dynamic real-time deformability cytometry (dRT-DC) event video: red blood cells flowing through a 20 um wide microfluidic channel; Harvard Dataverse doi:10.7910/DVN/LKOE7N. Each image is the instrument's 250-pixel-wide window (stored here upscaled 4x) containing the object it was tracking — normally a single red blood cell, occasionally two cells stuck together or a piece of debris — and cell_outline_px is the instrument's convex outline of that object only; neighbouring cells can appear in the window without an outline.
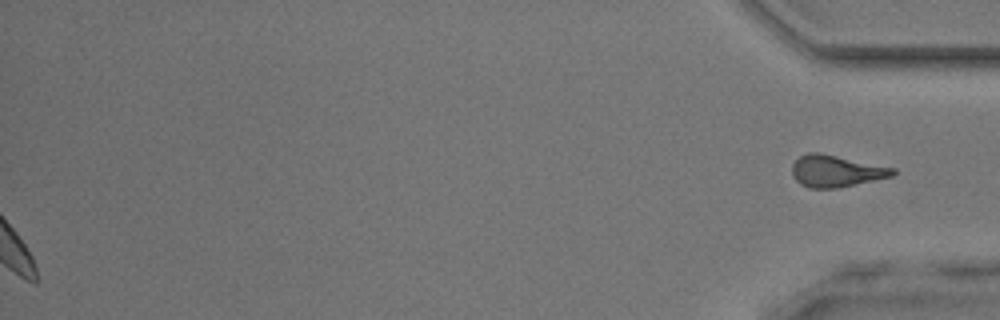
{"species": "common noctule bat (a hibernating species)", "species_latin": "Nyctalus noctula", "temperature_condition": "room temperature", "stored_images_in_passage": 34, "segment_of_instrument_passage": [2, 2], "camera_frame_rate_fps": 3000, "um_per_image_px": 0.085, "animal": {"sex": "male", "body_mass_g": 17.9, "forearm_length_mm": 54.2}, "frame": {"image": 1, "passage_image": 34, "time_ms": 11.0, "image_size_px": [1000, 320], "cell_outline_px": [[896, 172], [892, 176], [836, 188], [808, 188], [800, 184], [792, 176], [792, 164], [800, 156], [808, 152], [820, 152], [896, 168]], "centroid_in_image_um": [71.04, 14.53], "position_along_channel_um": 364.2, "area_um2": 18.67}}